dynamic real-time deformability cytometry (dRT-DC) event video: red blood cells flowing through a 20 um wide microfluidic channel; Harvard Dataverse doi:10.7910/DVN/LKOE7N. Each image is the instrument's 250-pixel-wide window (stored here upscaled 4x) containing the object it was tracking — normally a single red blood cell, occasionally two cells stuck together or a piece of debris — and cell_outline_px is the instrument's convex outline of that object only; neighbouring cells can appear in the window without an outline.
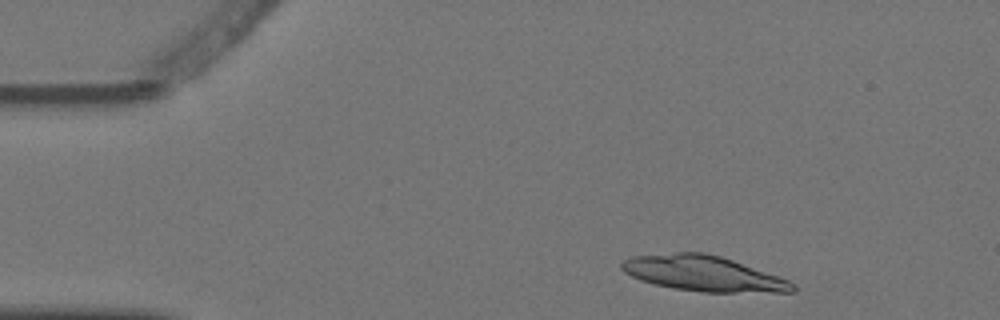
{"species": "Egyptian fruit bat (a non-hibernating species)", "species_latin": "Rousettus aegyptiacus", "temperature_condition": "warm", "stored_images_in_passage": 4, "camera_frame_rate_fps": 3000, "um_per_image_px": 0.085, "animal": {"sex": "female"}, "frame": {"image": 1, "passage_image": 2, "time_ms": 0.333, "image_size_px": [1000, 320], "cell_outline_px": [[796, 292], [704, 292], [676, 288], [652, 284], [640, 280], [624, 272], [620, 268], [620, 264], [624, 260], [632, 256], [676, 252], [704, 252], [720, 256], [732, 260], [788, 280], [796, 284]], "centroid_in_image_um": [59.76, 23.24], "position_along_channel_um": 25.2, "area_um2": 35.03}}